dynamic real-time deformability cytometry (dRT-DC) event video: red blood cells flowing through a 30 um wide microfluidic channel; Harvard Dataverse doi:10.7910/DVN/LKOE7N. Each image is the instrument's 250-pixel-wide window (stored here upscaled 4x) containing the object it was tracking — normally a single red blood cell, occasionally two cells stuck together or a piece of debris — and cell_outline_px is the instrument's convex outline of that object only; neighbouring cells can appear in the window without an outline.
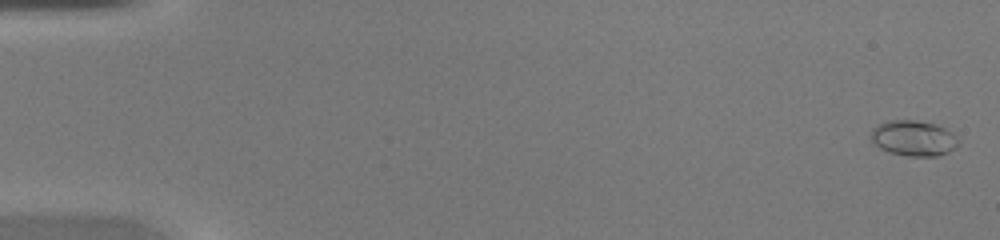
{"species": "common noctule bat (a hibernating species)", "species_latin": "Nyctalus noctula", "temperature_condition": "warm", "stored_images_in_passage": 45, "camera_frame_rate_fps": 3000, "um_per_image_px": 0.085, "animal": {"sex": "female", "body_mass_g": 20.0, "forearm_length_mm": 54.0}, "frame": {"image": 1, "passage_image": 1, "time_ms": 0.0, "image_size_px": [1000, 240], "cell_outline_px": [[960, 144], [956, 148], [948, 152], [936, 156], [908, 156], [888, 152], [880, 148], [868, 136], [872, 128], [876, 124], [888, 120], [916, 120], [936, 124], [952, 132], [960, 140]], "centroid_in_image_um": [77.64, 11.74], "position_along_channel_um": 7.4, "area_um2": 18.44}}
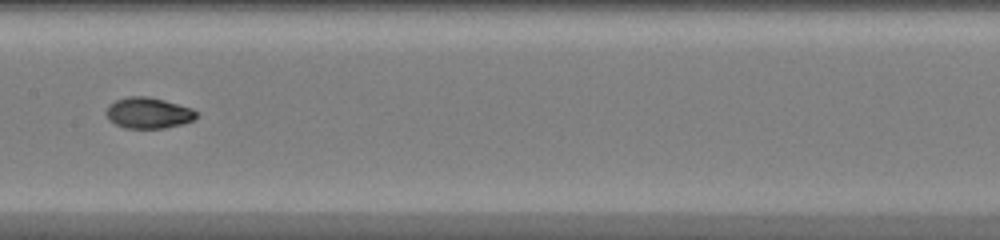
{"frame": {"image": 2, "passage_image": 24, "time_ms": 7.667, "image_size_px": [1000, 240], "cell_outline_px": [[196, 116], [192, 120], [180, 124], [164, 128], [124, 128], [116, 124], [104, 112], [108, 104], [116, 100], [128, 96], [148, 96], [164, 100], [192, 108], [196, 112]], "centroid_in_image_um": [12.57, 9.58], "position_along_channel_um": 194.8, "area_um2": 16.13}}
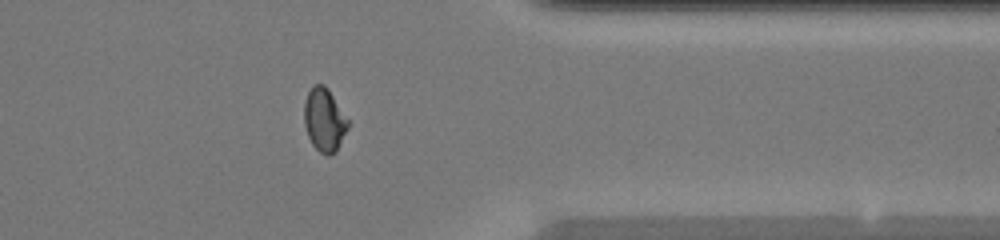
{"frame": {"image": 3, "passage_image": 37, "time_ms": 12.0, "image_size_px": [1000, 240], "cell_outline_px": [[348, 128], [336, 152], [328, 156], [320, 152], [312, 144], [308, 136], [304, 124], [304, 104], [308, 92], [312, 84], [324, 84], [328, 88], [348, 120]], "centroid_in_image_um": [27.55, 10.18], "position_along_channel_um": 383.8, "area_um2": 16.13}}